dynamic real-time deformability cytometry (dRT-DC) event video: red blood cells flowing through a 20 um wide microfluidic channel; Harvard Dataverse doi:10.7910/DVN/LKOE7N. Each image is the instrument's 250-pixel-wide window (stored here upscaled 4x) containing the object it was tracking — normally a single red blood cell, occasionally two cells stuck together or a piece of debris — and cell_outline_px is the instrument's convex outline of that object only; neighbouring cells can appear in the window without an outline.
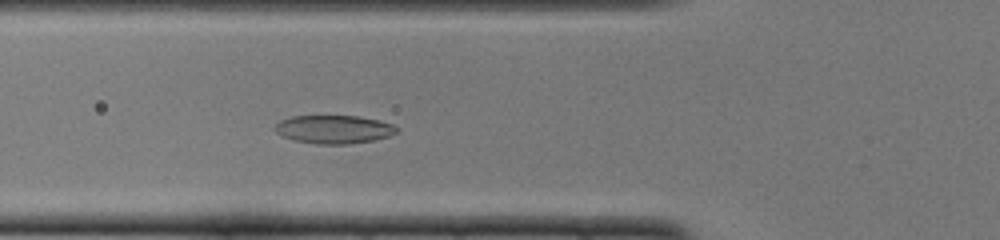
{"species": "common noctule bat (a hibernating species)", "species_latin": "Nyctalus noctula", "temperature_condition": "cold", "stored_images_in_passage": 23, "camera_frame_rate_fps": 3000, "um_per_image_px": 0.085, "animal": {"sex": "female", "body_mass_g": 22.0, "forearm_length_mm": 56.7}, "frame": {"image": 1, "passage_image": 3, "time_ms": 0.667, "image_size_px": [1000, 240], "cell_outline_px": [[388, 124], [384, 136], [368, 140], [304, 140], [292, 136], [284, 120], [300, 116], [352, 116], [372, 120]], "centroid_in_image_um": [28.49, 10.89], "position_along_channel_um": 97.3, "area_um2": 15.43}}
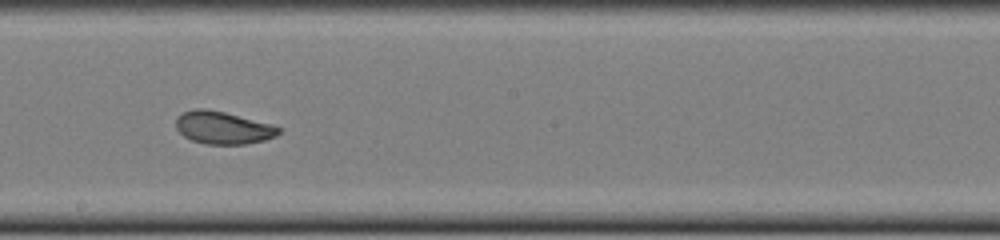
{"frame": {"image": 2, "passage_image": 13, "time_ms": 4.0, "image_size_px": [1000, 240], "cell_outline_px": [[280, 132], [272, 136], [260, 140], [236, 144], [216, 144], [196, 140], [188, 136], [180, 128], [180, 116], [184, 112], [220, 112], [280, 128]], "centroid_in_image_um": [19.04, 10.9], "position_along_channel_um": 229.2, "area_um2": 16.82}}
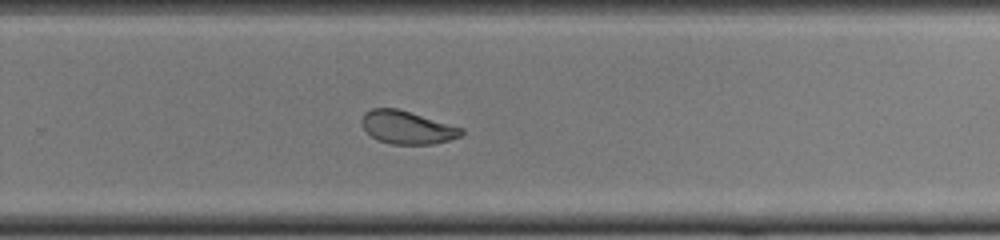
{"frame": {"image": 3, "passage_image": 18, "time_ms": 5.667, "image_size_px": [1000, 240], "cell_outline_px": [[460, 132], [456, 136], [444, 140], [424, 144], [400, 144], [380, 140], [372, 136], [364, 128], [364, 116], [368, 112], [376, 108], [392, 108], [408, 112], [460, 128]], "centroid_in_image_um": [34.53, 10.83], "position_along_channel_um": 295.3, "area_um2": 17.51}}